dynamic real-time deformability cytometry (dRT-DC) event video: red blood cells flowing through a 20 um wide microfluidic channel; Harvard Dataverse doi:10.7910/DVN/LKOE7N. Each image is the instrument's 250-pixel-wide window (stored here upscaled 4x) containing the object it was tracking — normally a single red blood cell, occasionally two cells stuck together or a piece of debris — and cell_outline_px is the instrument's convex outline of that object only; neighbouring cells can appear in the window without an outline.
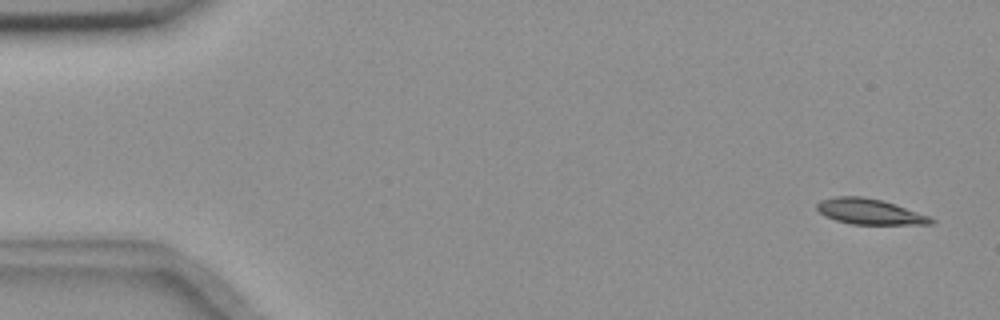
{"species": "common noctule bat (a hibernating species)", "species_latin": "Nyctalus noctula", "temperature_condition": "room temperature", "stored_images_in_passage": 4, "camera_frame_rate_fps": 3000, "um_per_image_px": 0.085, "animal": {"sex": "female", "body_mass_g": 18.4}, "frame": {"image": 1, "passage_image": 1, "time_ms": 0.0, "image_size_px": [1000, 320], "cell_outline_px": [[936, 220], [932, 224], [852, 224], [836, 220], [824, 216], [816, 208], [816, 204], [820, 200], [836, 196], [860, 196], [880, 200], [928, 216]], "centroid_in_image_um": [73.85, 17.99], "position_along_channel_um": 11.1, "area_um2": 16.65}}